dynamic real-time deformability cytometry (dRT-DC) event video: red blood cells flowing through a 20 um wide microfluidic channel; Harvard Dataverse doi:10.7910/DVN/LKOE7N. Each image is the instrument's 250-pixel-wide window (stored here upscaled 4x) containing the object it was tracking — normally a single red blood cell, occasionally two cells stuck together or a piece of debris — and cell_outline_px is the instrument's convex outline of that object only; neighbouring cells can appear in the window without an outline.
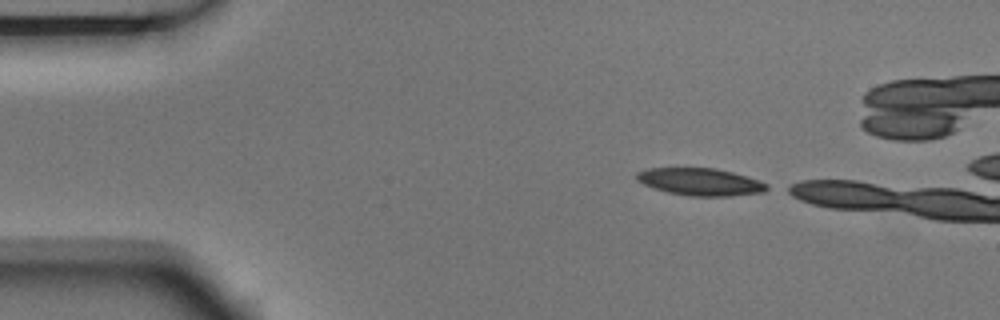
{"species": "Egyptian fruit bat (a non-hibernating species)", "species_latin": "Rousettus aegyptiacus", "temperature_condition": "room temperature", "stored_images_in_passage": 4, "camera_frame_rate_fps": 3000, "um_per_image_px": 0.085, "animal": {"sex": "male"}, "frame": {"image": 1, "passage_image": 1, "time_ms": 0.0, "image_size_px": [1000, 320], "cell_outline_px": [[772, 188], [764, 192], [732, 196], [688, 196], [668, 192], [652, 188], [636, 180], [636, 172], [648, 168], [716, 168], [732, 172], [760, 180], [768, 184]], "centroid_in_image_um": [59.56, 15.46], "position_along_channel_um": 25.4, "area_um2": 20.98}}